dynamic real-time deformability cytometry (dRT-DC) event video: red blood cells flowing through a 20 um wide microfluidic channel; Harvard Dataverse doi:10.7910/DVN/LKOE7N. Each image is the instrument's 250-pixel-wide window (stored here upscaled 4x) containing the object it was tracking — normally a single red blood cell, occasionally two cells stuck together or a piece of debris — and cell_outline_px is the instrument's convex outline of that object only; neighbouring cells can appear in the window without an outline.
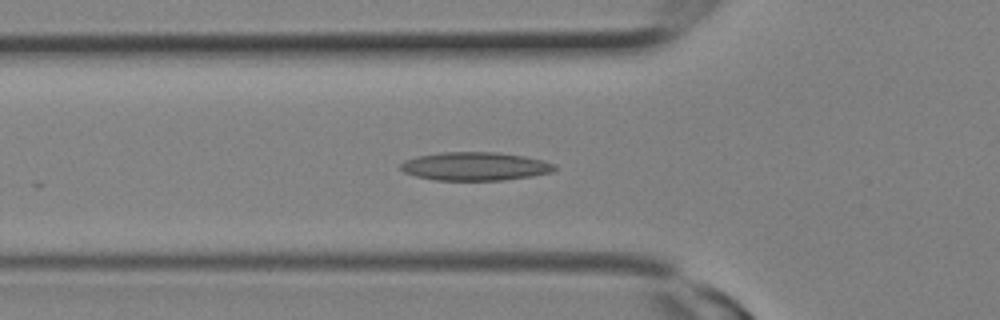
{"species": "Egyptian fruit bat (a non-hibernating species)", "species_latin": "Rousettus aegyptiacus", "temperature_condition": "room temperature", "stored_images_in_passage": 10, "camera_frame_rate_fps": 3000, "um_per_image_px": 0.085, "animal": {"sex": "female"}, "frame": {"image": 1, "passage_image": 4, "time_ms": 1.0, "image_size_px": [1000, 320], "cell_outline_px": [[556, 168], [552, 172], [532, 176], [504, 180], [436, 180], [416, 176], [404, 172], [400, 168], [400, 164], [404, 160], [416, 156], [440, 152], [496, 152], [524, 156], [544, 160], [556, 164]], "centroid_in_image_um": [40.39, 14.13], "position_along_channel_um": 85.4, "area_um2": 25.61}}
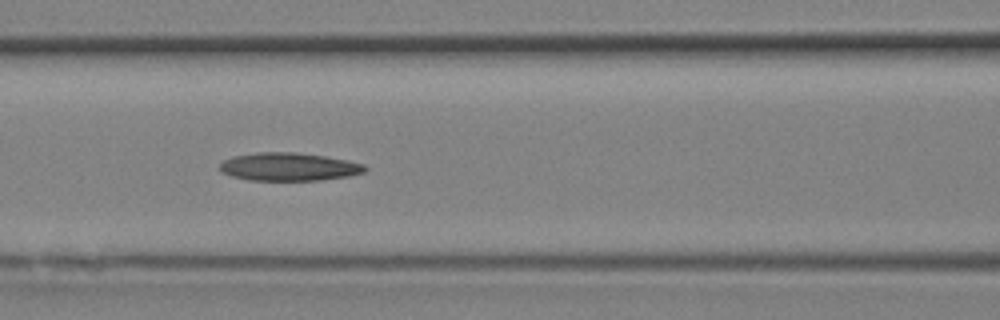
{"frame": {"image": 2, "passage_image": 6, "time_ms": 1.667, "image_size_px": [1000, 320], "cell_outline_px": [[368, 168], [364, 172], [348, 176], [320, 180], [248, 180], [232, 176], [224, 172], [220, 168], [220, 164], [224, 160], [232, 156], [260, 152], [296, 152], [324, 156], [348, 160], [364, 164]], "centroid_in_image_um": [24.58, 14.17], "position_along_channel_um": 142.0, "area_um2": 23.64}}